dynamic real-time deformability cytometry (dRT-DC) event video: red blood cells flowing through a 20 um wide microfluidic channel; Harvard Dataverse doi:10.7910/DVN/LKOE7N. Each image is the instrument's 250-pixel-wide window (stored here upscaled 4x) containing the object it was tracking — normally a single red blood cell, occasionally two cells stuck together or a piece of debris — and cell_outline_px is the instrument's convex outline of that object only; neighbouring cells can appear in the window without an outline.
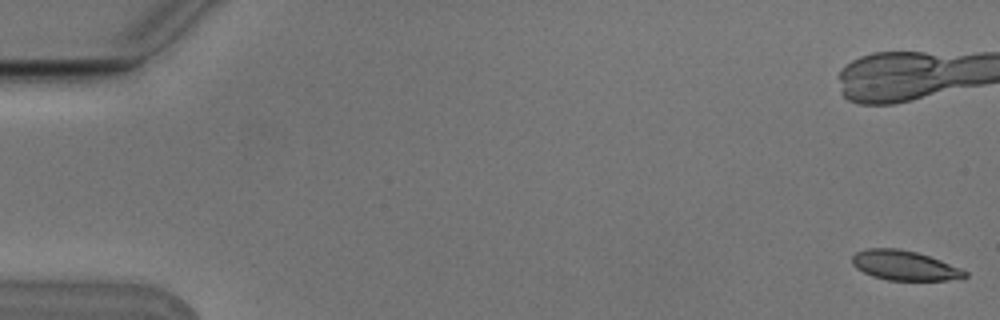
{"species": "Egyptian fruit bat (a non-hibernating species)", "species_latin": "Rousettus aegyptiacus", "temperature_condition": "cold", "stored_images_in_passage": 7, "camera_frame_rate_fps": 3000, "um_per_image_px": 0.085, "animal": {"sex": "male"}, "frame": {"image": 1, "passage_image": 1, "time_ms": 0.0, "image_size_px": [1000, 320], "cell_outline_px": [[968, 276], [948, 280], [888, 280], [872, 276], [856, 268], [852, 264], [852, 256], [856, 252], [868, 248], [900, 248], [916, 252], [940, 260], [960, 268], [968, 272]], "centroid_in_image_um": [76.85, 22.56], "position_along_channel_um": 8.1, "area_um2": 19.42}}